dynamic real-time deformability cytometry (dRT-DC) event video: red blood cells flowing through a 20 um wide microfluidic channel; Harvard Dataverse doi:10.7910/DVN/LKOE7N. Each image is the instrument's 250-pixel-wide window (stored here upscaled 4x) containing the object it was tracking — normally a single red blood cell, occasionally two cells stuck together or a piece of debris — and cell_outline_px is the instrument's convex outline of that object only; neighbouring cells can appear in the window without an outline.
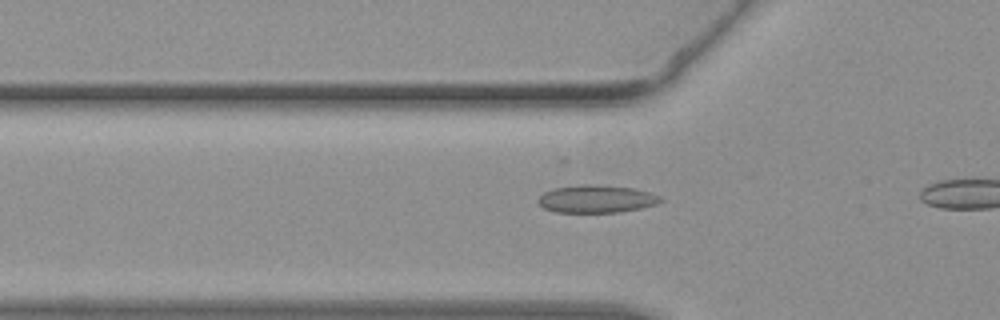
{"species": "common noctule bat (a hibernating species)", "species_latin": "Nyctalus noctula", "temperature_condition": "warm", "stored_images_in_passage": 5, "camera_frame_rate_fps": 3000, "um_per_image_px": 0.085, "animal": {"sex": "female", "body_mass_g": 19.3, "forearm_length_mm": 54.1}, "frame": {"image": 1, "passage_image": 3, "time_ms": 0.667, "image_size_px": [1000, 320], "cell_outline_px": [[664, 200], [656, 204], [640, 208], [616, 212], [556, 212], [544, 208], [536, 200], [544, 192], [552, 188], [580, 184], [596, 184], [632, 188], [648, 192], [660, 196]], "centroid_in_image_um": [50.66, 16.9], "position_along_channel_um": 75.1, "area_um2": 19.71}}